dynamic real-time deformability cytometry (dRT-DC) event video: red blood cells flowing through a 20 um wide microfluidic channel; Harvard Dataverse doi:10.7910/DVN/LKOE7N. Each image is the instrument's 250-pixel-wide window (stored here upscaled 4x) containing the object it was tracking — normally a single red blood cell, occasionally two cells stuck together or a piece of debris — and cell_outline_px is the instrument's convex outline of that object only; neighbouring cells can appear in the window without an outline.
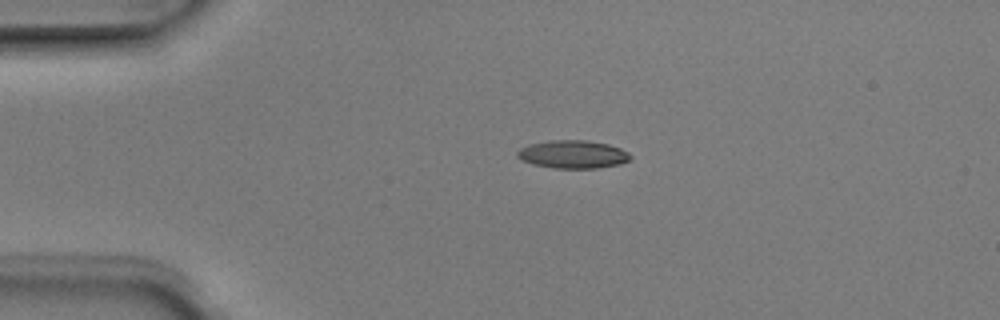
{"species": "Egyptian fruit bat (a non-hibernating species)", "species_latin": "Rousettus aegyptiacus", "temperature_condition": "room temperature", "stored_images_in_passage": 2, "camera_frame_rate_fps": 3000, "um_per_image_px": 0.085, "animal": {"sex": "male"}, "frame": {"image": 1, "passage_image": 1, "time_ms": 0.0, "image_size_px": [1000, 320], "cell_outline_px": [[632, 156], [628, 160], [620, 164], [596, 168], [552, 168], [532, 164], [520, 160], [516, 156], [516, 152], [520, 148], [528, 144], [552, 140], [584, 140], [608, 144], [620, 148], [628, 152]], "centroid_in_image_um": [48.65, 13.12], "position_along_channel_um": 36.3, "area_um2": 18.55}}